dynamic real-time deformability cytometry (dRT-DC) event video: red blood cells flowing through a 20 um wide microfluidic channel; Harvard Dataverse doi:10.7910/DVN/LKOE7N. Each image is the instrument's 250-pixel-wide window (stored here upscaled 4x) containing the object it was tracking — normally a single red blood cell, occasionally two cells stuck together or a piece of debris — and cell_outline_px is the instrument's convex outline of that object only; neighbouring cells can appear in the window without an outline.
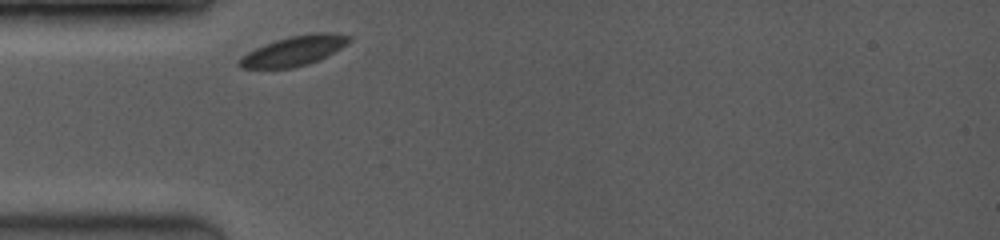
{"species": "common noctule bat (a hibernating species)", "species_latin": "Nyctalus noctula", "temperature_condition": "room temperature", "stored_images_in_passage": 3, "camera_frame_rate_fps": 3500, "um_per_image_px": 0.085, "animal": {"sex": "female", "body_mass_g": 19.0, "forearm_length_mm": 53.3}, "frame": {"image": 1, "passage_image": 1, "time_ms": 0.0, "image_size_px": [1000, 240], "cell_outline_px": [[352, 40], [328, 56], [308, 64], [292, 68], [240, 68], [236, 64], [236, 60], [248, 52], [264, 44], [276, 40], [292, 36], [312, 32], [328, 32], [352, 36]], "centroid_in_image_um": [24.98, 4.32], "position_along_channel_um": 60.0, "area_um2": 19.13}}
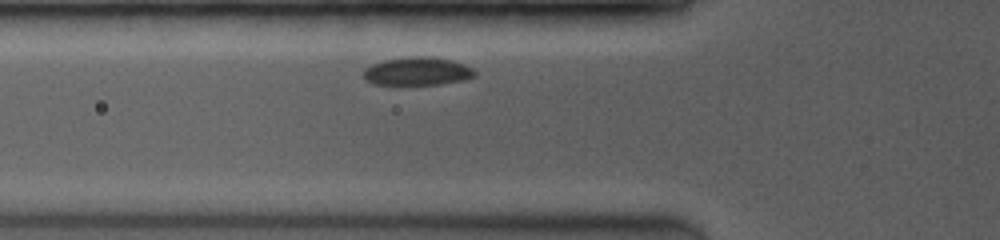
{"frame": {"image": 2, "passage_image": 2, "time_ms": 0.857, "image_size_px": [1000, 240], "cell_outline_px": [[476, 76], [464, 80], [440, 84], [372, 84], [364, 76], [364, 68], [372, 64], [384, 60], [412, 56], [432, 56], [452, 60], [464, 64], [472, 68], [476, 72]], "centroid_in_image_um": [35.51, 6.05], "position_along_channel_um": 90.3, "area_um2": 18.26}}